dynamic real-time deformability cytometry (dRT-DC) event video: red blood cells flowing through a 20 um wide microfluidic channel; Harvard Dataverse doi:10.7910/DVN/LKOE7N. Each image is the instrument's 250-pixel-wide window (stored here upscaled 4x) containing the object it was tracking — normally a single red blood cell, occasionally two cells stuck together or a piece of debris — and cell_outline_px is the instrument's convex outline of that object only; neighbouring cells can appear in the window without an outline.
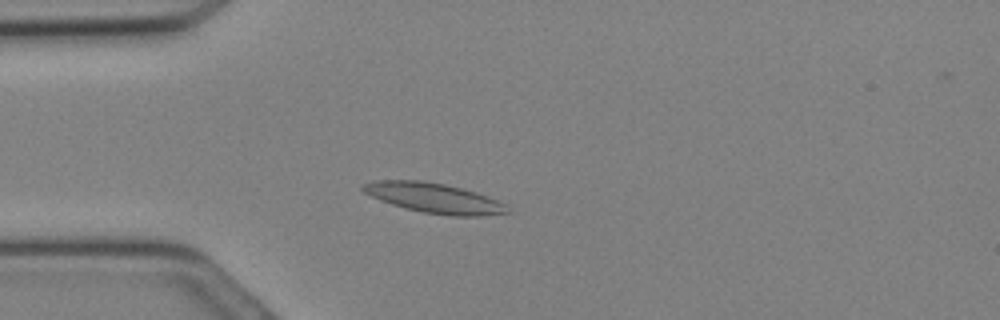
{"species": "Egyptian fruit bat (a non-hibernating species)", "species_latin": "Rousettus aegyptiacus", "temperature_condition": "cold", "stored_images_in_passage": 11, "camera_frame_rate_fps": 3000, "um_per_image_px": 0.085, "animal": {"sex": "female"}, "frame": {"image": 1, "passage_image": 8, "time_ms": 2.333, "image_size_px": [1000, 320], "cell_outline_px": [[512, 212], [480, 216], [452, 216], [424, 212], [404, 208], [380, 200], [364, 192], [360, 188], [360, 184], [372, 180], [420, 180], [444, 184], [476, 192], [508, 204]], "centroid_in_image_um": [36.9, 16.83], "position_along_channel_um": 48.1, "area_um2": 25.32}}
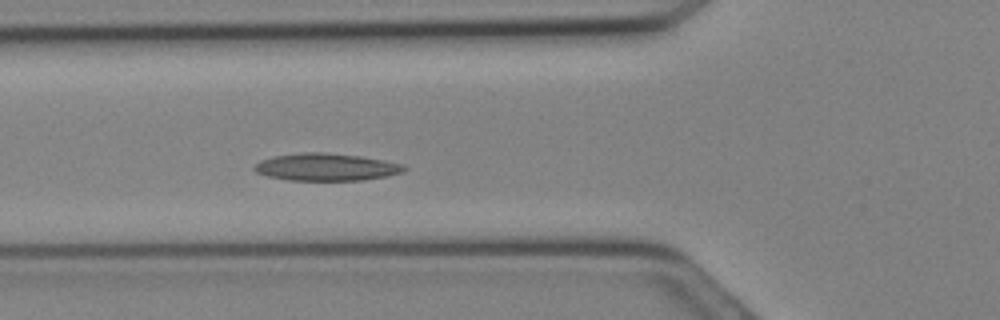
{"frame": {"image": 2, "passage_image": 11, "time_ms": 3.333, "image_size_px": [1000, 320], "cell_outline_px": [[408, 168], [404, 172], [364, 180], [288, 180], [268, 176], [256, 172], [252, 168], [260, 160], [272, 156], [300, 152], [324, 152], [360, 156], [384, 160], [404, 164]], "centroid_in_image_um": [27.72, 14.19], "position_along_channel_um": 98.1, "area_um2": 23.99}}